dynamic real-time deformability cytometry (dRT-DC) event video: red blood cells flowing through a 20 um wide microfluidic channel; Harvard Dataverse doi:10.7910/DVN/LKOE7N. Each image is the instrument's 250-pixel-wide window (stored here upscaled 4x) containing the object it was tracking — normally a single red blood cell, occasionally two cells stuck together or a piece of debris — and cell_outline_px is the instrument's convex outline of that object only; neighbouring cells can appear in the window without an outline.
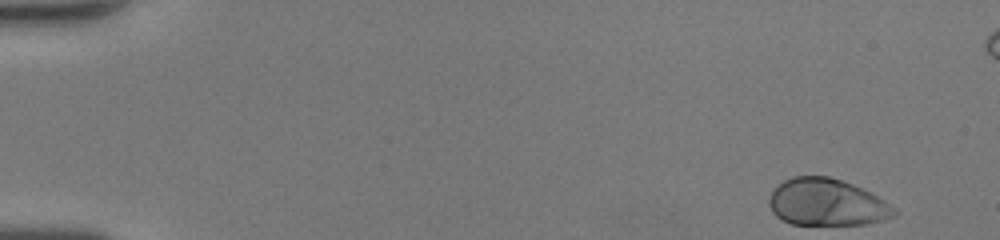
{"species": "human", "species_latin": "Homo sapiens", "temperature_condition": "room temperature", "stored_images_in_passage": 48, "segment_of_instrument_passage": [1, 2], "camera_frame_rate_fps": 3000, "um_per_image_px": 0.085, "donor": {"sex": "female"}, "frame": {"image": 1, "passage_image": 1, "time_ms": 0.0, "image_size_px": [1000, 240], "cell_outline_px": [[900, 212], [896, 216], [884, 220], [864, 224], [792, 224], [776, 216], [772, 212], [768, 204], [768, 200], [772, 192], [784, 180], [792, 176], [828, 176], [852, 184], [884, 200], [896, 208]], "centroid_in_image_um": [70.29, 17.21], "position_along_channel_um": 14.7, "area_um2": 34.1}}
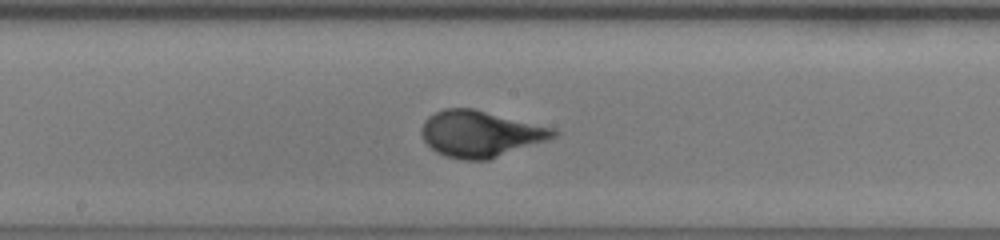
{"frame": {"image": 2, "passage_image": 25, "time_ms": 8.0, "image_size_px": [1000, 240], "cell_outline_px": [[560, 132], [556, 136], [548, 140], [488, 160], [464, 160], [444, 156], [436, 152], [424, 140], [420, 132], [420, 128], [424, 120], [428, 116], [444, 108], [472, 108], [556, 128]], "centroid_in_image_um": [40.84, 11.37], "position_along_channel_um": 207.4, "area_um2": 35.78}}
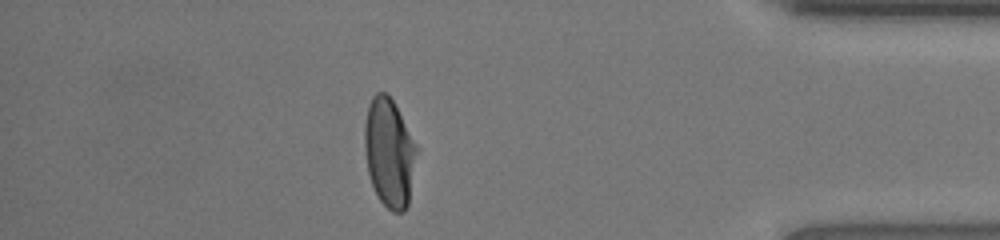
{"frame": {"image": 3, "passage_image": 41, "time_ms": 13.333, "image_size_px": [1000, 240], "cell_outline_px": [[420, 148], [408, 204], [404, 212], [392, 212], [380, 200], [372, 184], [368, 172], [364, 148], [364, 124], [368, 104], [372, 96], [376, 92], [384, 92], [392, 100]], "centroid_in_image_um": [33.12, 12.97], "position_along_channel_um": 402.1, "area_um2": 33.52}}